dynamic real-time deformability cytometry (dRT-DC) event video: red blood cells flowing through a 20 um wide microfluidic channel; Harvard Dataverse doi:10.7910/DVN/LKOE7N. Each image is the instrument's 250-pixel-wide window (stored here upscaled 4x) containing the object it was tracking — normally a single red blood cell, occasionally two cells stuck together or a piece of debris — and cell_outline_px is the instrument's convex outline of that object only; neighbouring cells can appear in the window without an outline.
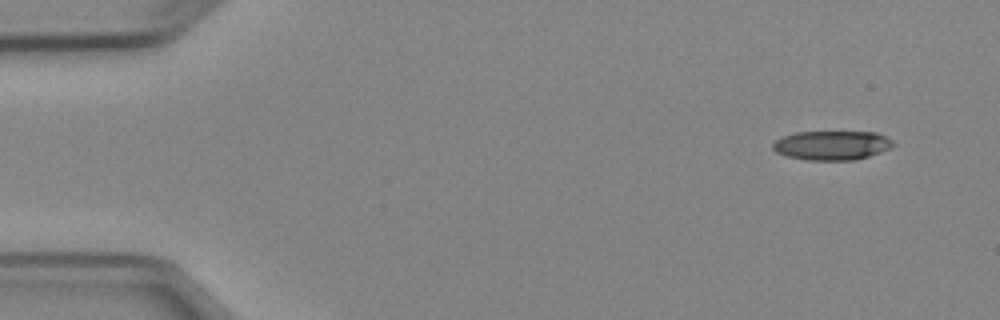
{"species": "Egyptian fruit bat (a non-hibernating species)", "species_latin": "Rousettus aegyptiacus", "temperature_condition": "cold", "stored_images_in_passage": 3, "camera_frame_rate_fps": 3000, "um_per_image_px": 0.085, "animal": {"sex": "female"}, "frame": {"image": 1, "passage_image": 3, "time_ms": 2.333, "image_size_px": [1000, 320], "cell_outline_px": [[896, 144], [892, 148], [856, 160], [808, 160], [784, 156], [776, 152], [772, 148], [772, 144], [776, 140], [784, 136], [796, 132], [876, 132], [892, 140]], "centroid_in_image_um": [70.71, 12.36], "position_along_channel_um": 14.3, "area_um2": 20.58}}